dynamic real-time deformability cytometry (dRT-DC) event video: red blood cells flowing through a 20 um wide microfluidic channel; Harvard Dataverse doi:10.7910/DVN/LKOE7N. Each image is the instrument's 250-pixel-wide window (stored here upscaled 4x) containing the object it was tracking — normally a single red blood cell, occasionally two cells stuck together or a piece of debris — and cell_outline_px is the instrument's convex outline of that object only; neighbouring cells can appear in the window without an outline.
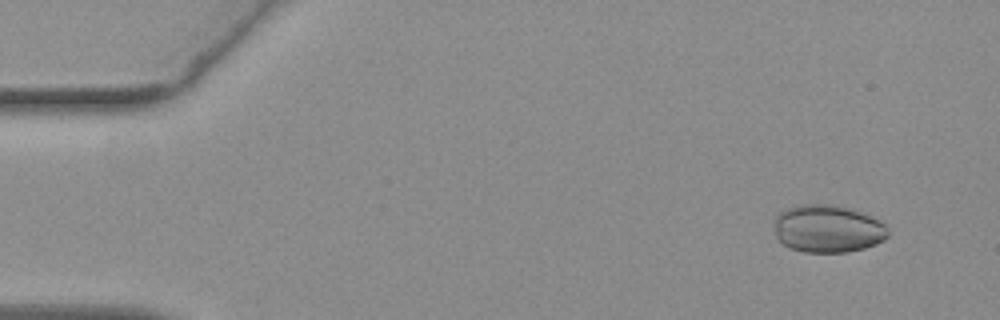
{"species": "common noctule bat (a hibernating species)", "species_latin": "Nyctalus noctula", "temperature_condition": "warm", "stored_images_in_passage": 54, "camera_frame_rate_fps": 3000, "um_per_image_px": 0.085, "animal": {"sex": "female", "body_mass_g": 19.3, "forearm_length_mm": 54.1}, "frame": {"image": 1, "passage_image": 4, "time_ms": 1.0, "image_size_px": [1000, 320], "cell_outline_px": [[888, 236], [884, 240], [876, 244], [864, 248], [848, 252], [804, 252], [792, 248], [776, 240], [772, 224], [776, 216], [780, 212], [788, 208], [800, 204], [832, 204], [848, 208], [872, 216], [880, 220], [884, 224], [888, 232]], "centroid_in_image_um": [70.33, 19.44], "position_along_channel_um": 14.7, "area_um2": 31.91}}
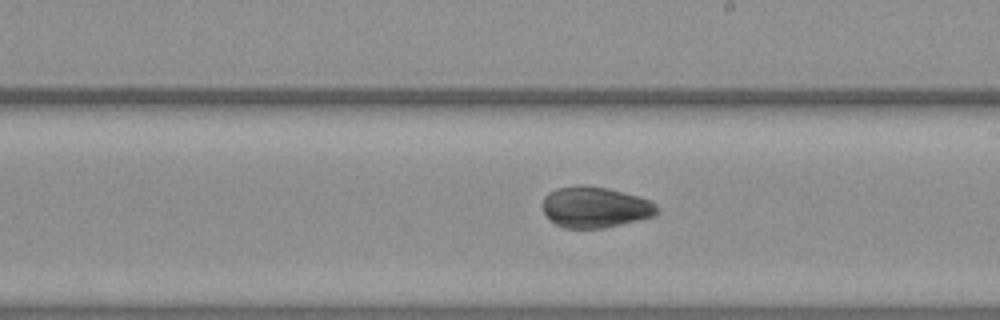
{"frame": {"image": 2, "passage_image": 31, "time_ms": 10.0, "image_size_px": [1000, 320], "cell_outline_px": [[656, 212], [652, 216], [604, 228], [564, 228], [548, 220], [544, 212], [544, 196], [548, 192], [556, 188], [580, 184], [588, 184], [608, 188], [640, 196], [652, 200], [656, 204]], "centroid_in_image_um": [50.55, 17.59], "position_along_channel_um": 238.5, "area_um2": 27.46}}
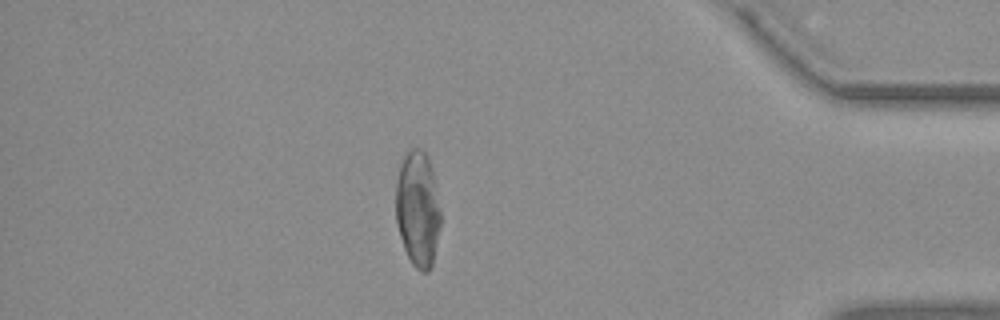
{"frame": {"image": 3, "passage_image": 47, "time_ms": 15.333, "image_size_px": [1000, 320], "cell_outline_px": [[440, 224], [432, 264], [428, 272], [420, 272], [412, 264], [404, 248], [396, 224], [396, 184], [400, 164], [404, 156], [412, 148], [420, 148], [428, 156], [432, 172], [440, 208]], "centroid_in_image_um": [35.5, 17.77], "position_along_channel_um": 399.7, "area_um2": 30.0}}